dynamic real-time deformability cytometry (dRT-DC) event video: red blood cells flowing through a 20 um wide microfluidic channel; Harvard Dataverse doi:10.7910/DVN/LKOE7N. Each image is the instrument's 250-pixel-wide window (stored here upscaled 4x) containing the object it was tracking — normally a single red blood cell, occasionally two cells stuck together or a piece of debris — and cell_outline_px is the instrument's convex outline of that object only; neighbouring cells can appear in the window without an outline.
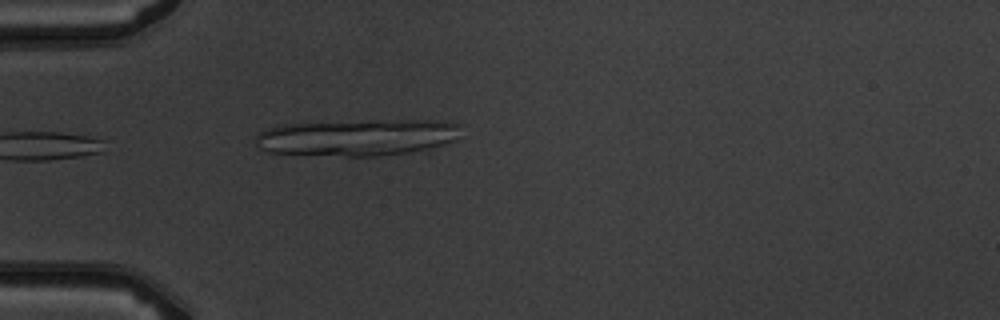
{"species": "common noctule bat (a hibernating species)", "species_latin": "Nyctalus noctula", "temperature_condition": "warm", "stored_images_in_passage": 5, "camera_frame_rate_fps": 3000, "um_per_image_px": 0.085, "animal": {"sex": "male", "body_mass_g": 19.5, "forearm_length_mm": 54.6}, "frame": {"image": 1, "passage_image": 5, "time_ms": 4.667, "image_size_px": [1000, 320], "cell_outline_px": [[464, 124], [456, 140], [428, 152], [380, 156], [344, 156], [268, 152], [260, 148], [256, 144], [256, 136], [260, 132], [276, 124], [396, 120], [440, 120]], "centroid_in_image_um": [30.52, 11.69], "position_along_channel_um": 54.5, "area_um2": 44.85}}